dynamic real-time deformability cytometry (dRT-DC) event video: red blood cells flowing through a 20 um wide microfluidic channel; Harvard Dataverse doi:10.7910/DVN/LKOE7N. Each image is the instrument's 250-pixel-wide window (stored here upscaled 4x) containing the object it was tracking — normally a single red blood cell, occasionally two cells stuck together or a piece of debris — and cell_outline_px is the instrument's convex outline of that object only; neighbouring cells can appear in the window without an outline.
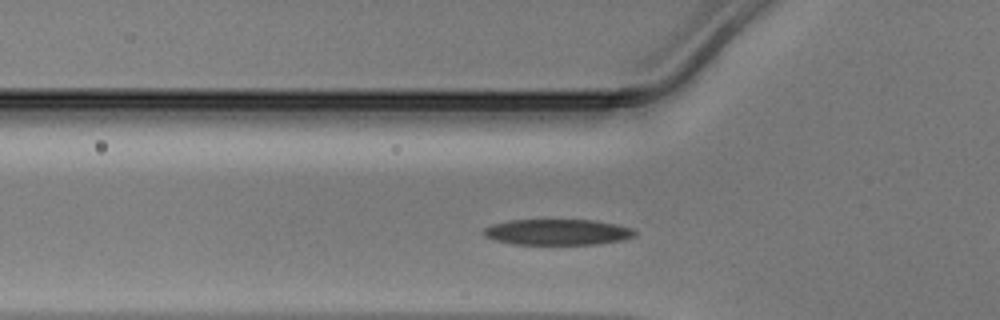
{"species": "Egyptian fruit bat (a non-hibernating species)", "species_latin": "Rousettus aegyptiacus", "temperature_condition": "warm", "stored_images_in_passage": 34, "camera_frame_rate_fps": 3000, "um_per_image_px": 0.085, "animal": {"sex": "male"}, "frame": {"image": 1, "passage_image": 10, "time_ms": 3.0, "image_size_px": [1000, 320], "cell_outline_px": [[636, 236], [624, 240], [596, 244], [516, 244], [492, 240], [484, 236], [480, 232], [484, 228], [492, 224], [508, 220], [596, 220], [616, 224], [632, 228], [636, 232]], "centroid_in_image_um": [47.37, 19.72], "position_along_channel_um": 78.4, "area_um2": 23.0}}
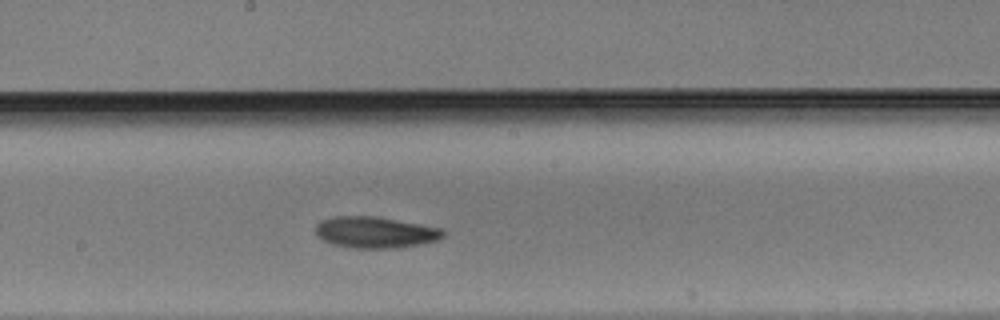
{"frame": {"image": 2, "passage_image": 20, "time_ms": 6.333, "image_size_px": [1000, 320], "cell_outline_px": [[444, 236], [440, 240], [400, 248], [348, 248], [332, 244], [316, 236], [316, 224], [320, 220], [332, 216], [376, 216], [420, 224], [440, 228], [444, 232]], "centroid_in_image_um": [31.87, 19.75], "position_along_channel_um": 216.3, "area_um2": 23.52}}
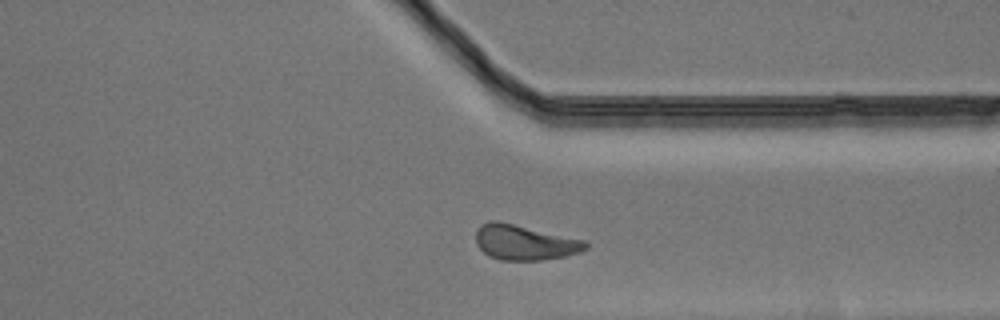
{"frame": {"image": 3, "passage_image": 31, "time_ms": 10.0, "image_size_px": [1000, 320], "cell_outline_px": [[588, 248], [580, 252], [564, 256], [540, 260], [500, 260], [488, 256], [476, 244], [476, 228], [480, 224], [488, 220], [496, 220], [584, 240], [588, 244]], "centroid_in_image_um": [44.54, 20.6], "position_along_channel_um": 366.9, "area_um2": 22.43}}